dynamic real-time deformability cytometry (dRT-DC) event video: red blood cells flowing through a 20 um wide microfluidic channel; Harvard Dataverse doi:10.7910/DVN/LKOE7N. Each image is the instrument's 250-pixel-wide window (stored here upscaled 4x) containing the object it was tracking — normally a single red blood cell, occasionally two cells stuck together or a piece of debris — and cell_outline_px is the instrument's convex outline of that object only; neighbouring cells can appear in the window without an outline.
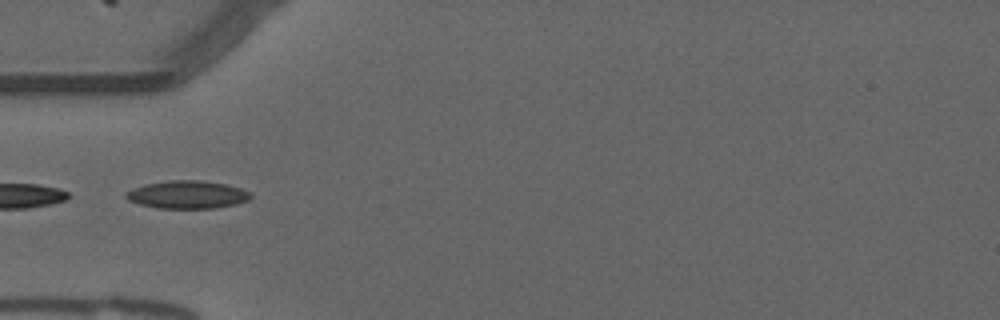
{"species": "common noctule bat (a hibernating species)", "species_latin": "Nyctalus noctula", "temperature_condition": "warm", "stored_images_in_passage": 9, "camera_frame_rate_fps": 3000, "um_per_image_px": 0.085, "animal": {"sex": "male", "forearm_length_mm": 52.5}, "frame": {"image": 1, "passage_image": 2, "time_ms": 0.333, "image_size_px": [1000, 320], "cell_outline_px": [[252, 196], [248, 200], [236, 204], [212, 208], [156, 208], [140, 204], [128, 200], [124, 196], [124, 192], [132, 188], [144, 184], [168, 180], [200, 180], [224, 184], [240, 188], [252, 192]], "centroid_in_image_um": [15.89, 16.54], "position_along_channel_um": 69.1, "area_um2": 20.35}}